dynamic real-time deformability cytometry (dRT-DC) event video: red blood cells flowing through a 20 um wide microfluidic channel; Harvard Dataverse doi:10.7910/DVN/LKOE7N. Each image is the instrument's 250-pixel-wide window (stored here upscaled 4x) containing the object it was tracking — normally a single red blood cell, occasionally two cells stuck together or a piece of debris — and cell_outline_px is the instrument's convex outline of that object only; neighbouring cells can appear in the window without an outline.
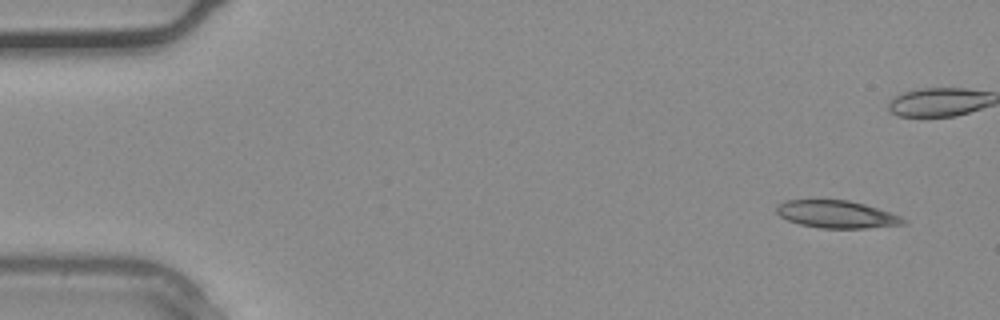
{"species": "common noctule bat (a hibernating species)", "species_latin": "Nyctalus noctula", "temperature_condition": "warm", "stored_images_in_passage": 4, "camera_frame_rate_fps": 3000, "um_per_image_px": 0.085, "animal": {"sex": "male", "body_mass_g": 20.4}, "frame": {"image": 1, "passage_image": 1, "time_ms": 0.0, "image_size_px": [1000, 320], "cell_outline_px": [[908, 224], [864, 228], [820, 228], [800, 224], [788, 220], [780, 216], [776, 212], [776, 204], [784, 200], [848, 200], [864, 204], [900, 216], [908, 220]], "centroid_in_image_um": [71.1, 18.22], "position_along_channel_um": 13.9, "area_um2": 20.29}}